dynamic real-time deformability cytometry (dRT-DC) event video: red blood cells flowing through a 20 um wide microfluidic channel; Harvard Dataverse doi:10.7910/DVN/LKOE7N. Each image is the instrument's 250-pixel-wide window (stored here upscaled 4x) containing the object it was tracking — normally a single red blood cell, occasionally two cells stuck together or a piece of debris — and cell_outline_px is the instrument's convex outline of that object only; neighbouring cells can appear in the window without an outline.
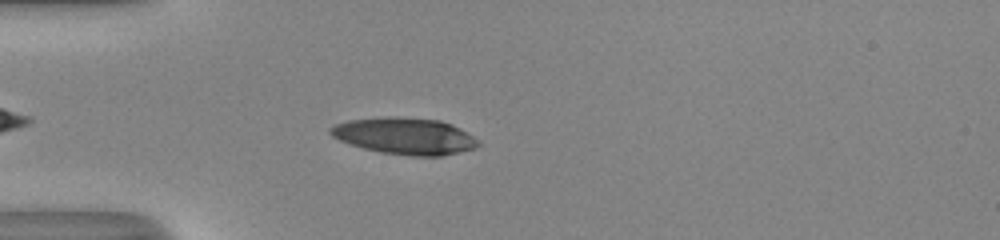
{"species": "human", "species_latin": "Homo sapiens", "temperature_condition": "room temperature", "stored_images_in_passage": 38, "camera_frame_rate_fps": 3000, "um_per_image_px": 0.085, "donor": {"sex": "male"}, "frame": {"image": 1, "passage_image": 5, "time_ms": 1.333, "image_size_px": [1000, 240], "cell_outline_px": [[480, 144], [476, 148], [440, 156], [412, 156], [380, 152], [364, 148], [340, 140], [332, 136], [328, 132], [328, 128], [332, 124], [348, 120], [384, 116], [396, 116], [440, 120], [452, 124], [460, 128], [472, 136]], "centroid_in_image_um": [34.37, 11.54], "position_along_channel_um": 50.6, "area_um2": 31.67}}
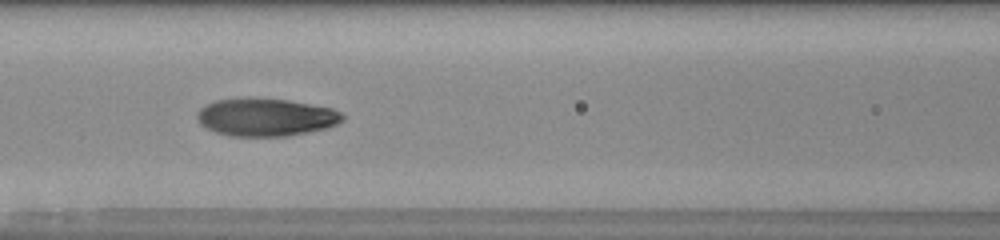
{"frame": {"image": 2, "passage_image": 13, "time_ms": 4.0, "image_size_px": [1000, 240], "cell_outline_px": [[344, 120], [328, 128], [288, 136], [232, 136], [216, 132], [204, 128], [200, 124], [196, 116], [196, 112], [200, 108], [216, 100], [288, 100], [332, 108], [340, 112], [344, 116]], "centroid_in_image_um": [22.61, 10.0], "position_along_channel_um": 144.0, "area_um2": 31.44}}
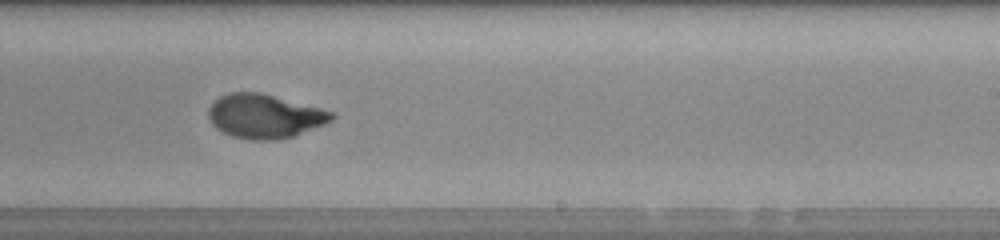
{"frame": {"image": 3, "passage_image": 22, "time_ms": 7.0, "image_size_px": [1000, 240], "cell_outline_px": [[336, 116], [332, 120], [324, 124], [292, 136], [276, 140], [248, 140], [232, 136], [216, 128], [212, 124], [208, 116], [208, 108], [220, 96], [228, 92], [260, 92], [336, 112]], "centroid_in_image_um": [22.49, 9.87], "position_along_channel_um": 266.5, "area_um2": 31.56}, "authors_computed_cell_mechanics": {"area_um2": 31.4721, "velocity_mm_per_s": 4.0986, "shape_relaxation_time_tau1_ms": 6.527, "shape_relaxation_time_tau2_ms": 0.7521, "deformation_change_tau1": 0.2974, "deformation_change_tau2": 0.0538}}